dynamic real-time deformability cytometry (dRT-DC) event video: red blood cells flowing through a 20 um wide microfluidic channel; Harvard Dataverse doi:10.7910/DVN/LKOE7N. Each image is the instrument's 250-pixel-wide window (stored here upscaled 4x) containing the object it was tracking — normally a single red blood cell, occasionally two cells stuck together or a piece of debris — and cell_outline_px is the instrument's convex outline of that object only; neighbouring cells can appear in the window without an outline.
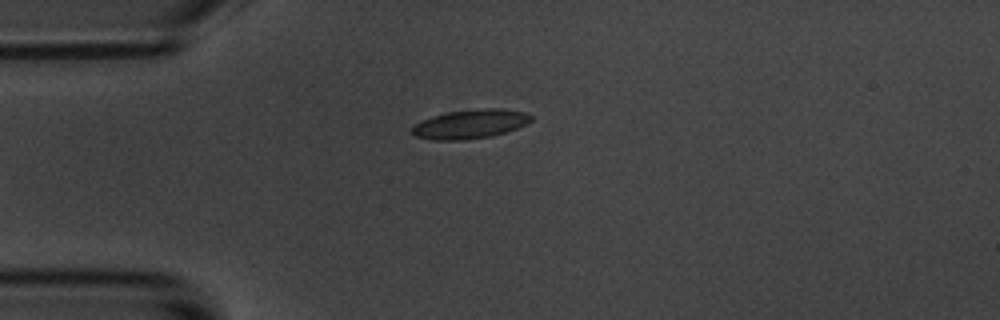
{"species": "common noctule bat (a hibernating species)", "species_latin": "Nyctalus noctula", "temperature_condition": "room temperature", "stored_images_in_passage": 1, "camera_frame_rate_fps": 3000, "um_per_image_px": 0.085, "animal": {"sex": "male", "body_mass_g": 20.1, "forearm_length_mm": 53.5}, "frame": {"image": 1, "passage_image": 1, "time_ms": 0.0, "image_size_px": [1000, 320], "cell_outline_px": [[532, 120], [508, 132], [492, 136], [464, 140], [432, 140], [416, 136], [412, 132], [412, 128], [416, 124], [432, 116], [448, 112], [484, 108], [500, 108], [524, 112], [532, 116]], "centroid_in_image_um": [39.99, 10.55], "position_along_channel_um": 45.0, "area_um2": 20.0}}